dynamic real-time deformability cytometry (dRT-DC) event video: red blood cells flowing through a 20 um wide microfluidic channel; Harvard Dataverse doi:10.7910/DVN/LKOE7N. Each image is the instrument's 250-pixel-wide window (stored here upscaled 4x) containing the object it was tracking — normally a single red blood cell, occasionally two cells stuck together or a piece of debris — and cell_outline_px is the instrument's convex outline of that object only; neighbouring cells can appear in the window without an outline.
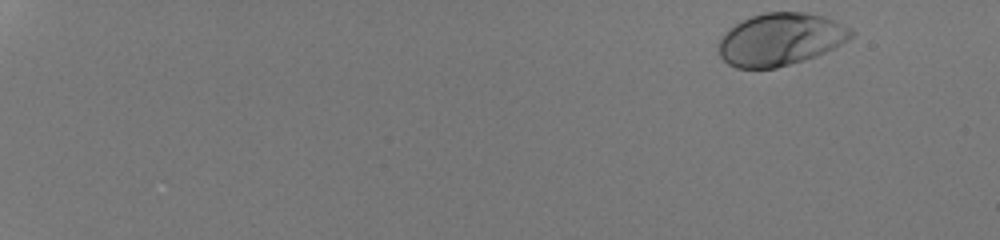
{"species": "human", "species_latin": "Homo sapiens", "temperature_condition": "room temperature", "stored_images_in_passage": 49, "camera_frame_rate_fps": 3000, "um_per_image_px": 0.085, "donor": {"sex": "male"}, "frame": {"image": 1, "passage_image": 1, "time_ms": 0.0, "image_size_px": [1000, 240], "cell_outline_px": [[856, 32], [848, 40], [816, 56], [804, 60], [776, 68], [736, 68], [728, 64], [720, 56], [720, 36], [724, 32], [736, 24], [752, 16], [764, 12], [804, 12], [824, 16], [852, 28]], "centroid_in_image_um": [66.35, 3.34], "position_along_channel_um": 18.7, "area_um2": 40.34}}
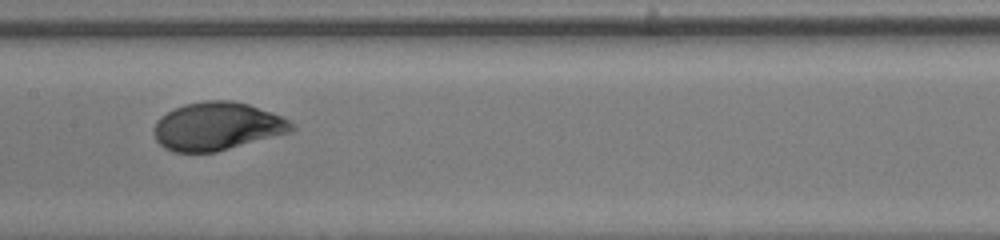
{"frame": {"image": 2, "passage_image": 28, "time_ms": 9.0, "image_size_px": [1000, 240], "cell_outline_px": [[296, 128], [292, 132], [216, 152], [172, 152], [164, 148], [156, 140], [152, 132], [156, 120], [160, 116], [184, 104], [204, 100], [232, 100], [248, 104], [272, 112], [288, 120]], "centroid_in_image_um": [18.44, 10.74], "position_along_channel_um": 189.0, "area_um2": 38.78}}
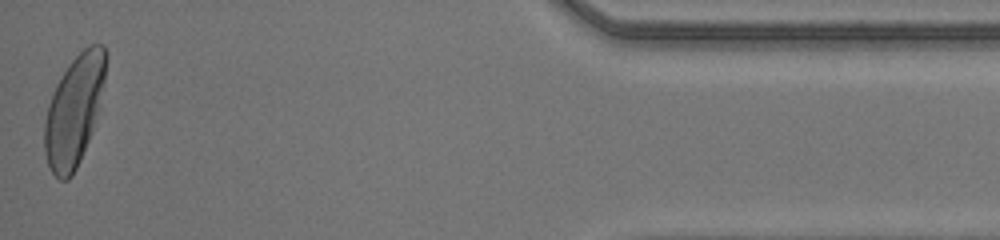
{"frame": {"image": 3, "passage_image": 49, "time_ms": 16.0, "image_size_px": [1000, 240], "cell_outline_px": [[108, 56], [104, 80], [92, 128], [88, 140], [80, 160], [72, 176], [68, 180], [60, 180], [52, 172], [48, 164], [44, 152], [44, 124], [48, 104], [56, 84], [68, 64], [88, 44], [104, 44]], "centroid_in_image_um": [6.28, 9.36], "position_along_channel_um": 428.9, "area_um2": 38.9}, "authors_computed_cell_mechanics": {"area_um2": 38.7838, "velocity_mm_per_s": 4.2161, "shape_relaxation_time_tau1_ms": 1.8578, "shape_relaxation_time_tau2_ms": null, "deformation_change_tau1": 0.1463, "deformation_change_tau2": null}}